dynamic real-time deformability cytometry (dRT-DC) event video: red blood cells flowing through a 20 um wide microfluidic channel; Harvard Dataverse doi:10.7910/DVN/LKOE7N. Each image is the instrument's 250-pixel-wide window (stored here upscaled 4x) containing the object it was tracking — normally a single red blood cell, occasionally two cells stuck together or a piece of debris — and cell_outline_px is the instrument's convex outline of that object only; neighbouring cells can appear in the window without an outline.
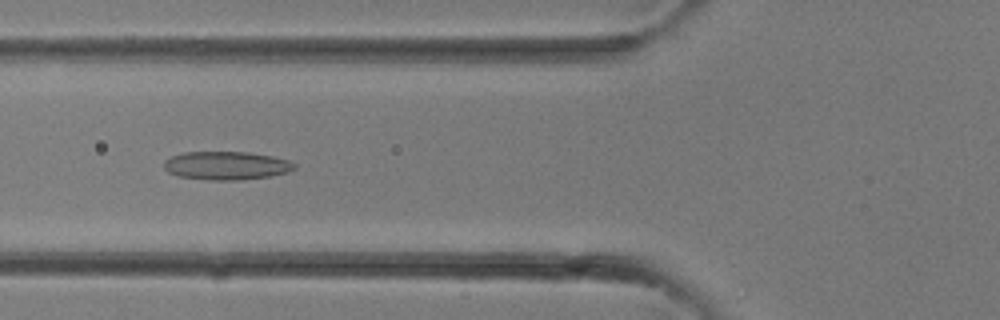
{"species": "common noctule bat (a hibernating species)", "species_latin": "Nyctalus noctula", "temperature_condition": "room temperature", "stored_images_in_passage": 32, "camera_frame_rate_fps": 3000, "um_per_image_px": 0.085, "animal": {"sex": "female"}, "frame": {"image": 1, "passage_image": 12, "time_ms": 3.667, "image_size_px": [1000, 320], "cell_outline_px": [[296, 168], [288, 172], [272, 176], [244, 180], [212, 180], [180, 176], [168, 172], [164, 168], [164, 160], [172, 156], [184, 152], [248, 152], [272, 156], [288, 160], [296, 164]], "centroid_in_image_um": [19.27, 14.08], "position_along_channel_um": 106.5, "area_um2": 21.62}}
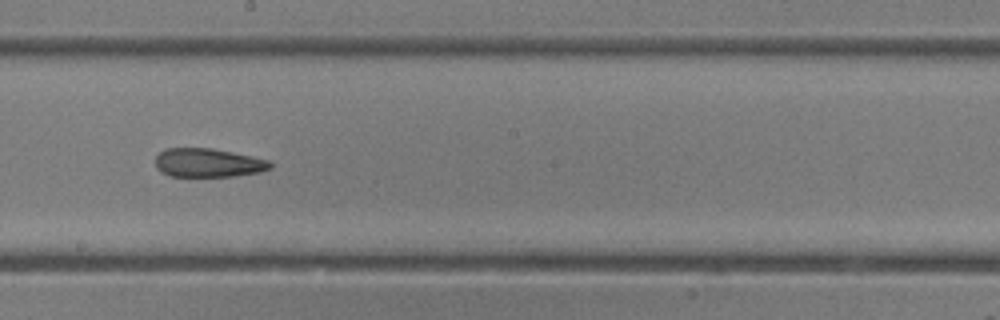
{"frame": {"image": 2, "passage_image": 18, "time_ms": 5.667, "image_size_px": [1000, 320], "cell_outline_px": [[272, 168], [260, 172], [232, 176], [168, 176], [160, 172], [156, 168], [156, 156], [160, 152], [168, 148], [212, 148], [252, 156], [268, 160], [272, 164]], "centroid_in_image_um": [17.68, 13.84], "position_along_channel_um": 230.5, "area_um2": 19.25}}
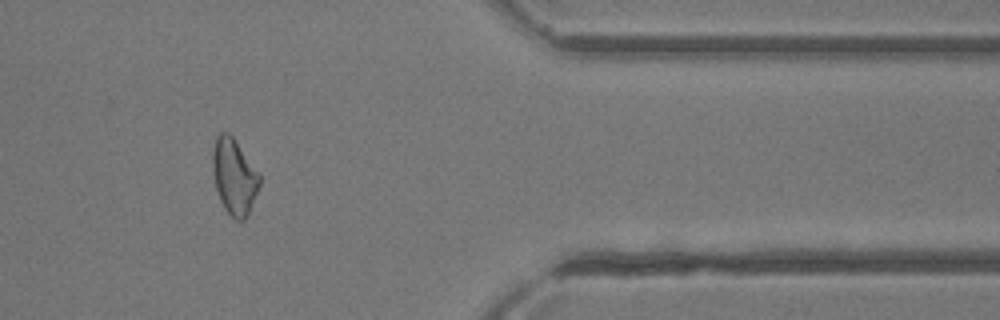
{"frame": {"image": 3, "passage_image": 27, "time_ms": 8.667, "image_size_px": [1000, 320], "cell_outline_px": [[260, 184], [248, 212], [244, 220], [236, 220], [224, 208], [220, 200], [216, 188], [212, 168], [212, 152], [216, 136], [220, 132], [228, 132], [232, 136], [260, 172]], "centroid_in_image_um": [19.9, 14.96], "position_along_channel_um": 391.5, "area_um2": 20.63}}